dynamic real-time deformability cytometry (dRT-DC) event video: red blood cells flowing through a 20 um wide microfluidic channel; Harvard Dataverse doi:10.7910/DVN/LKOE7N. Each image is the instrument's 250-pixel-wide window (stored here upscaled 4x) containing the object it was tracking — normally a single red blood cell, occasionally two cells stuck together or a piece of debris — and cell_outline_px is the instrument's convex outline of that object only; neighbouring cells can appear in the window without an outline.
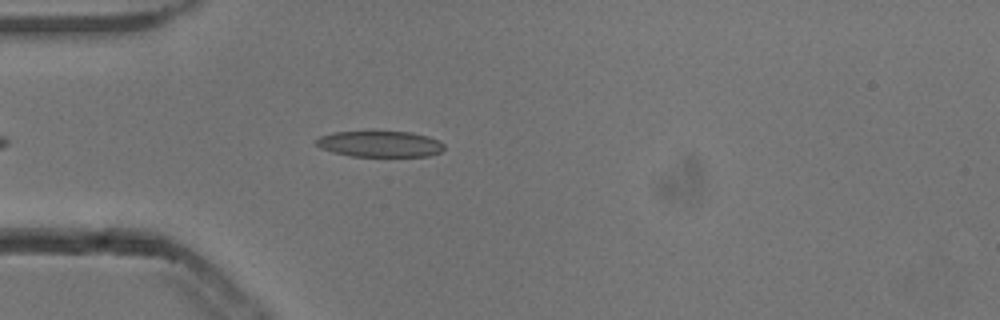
{"species": "common noctule bat (a hibernating species)", "species_latin": "Nyctalus noctula", "temperature_condition": "cold", "stored_images_in_passage": 26, "camera_frame_rate_fps": 3000, "um_per_image_px": 0.085, "animal": {"sex": "male", "body_mass_g": 13.3}, "frame": {"image": 1, "passage_image": 2, "time_ms": 0.333, "image_size_px": [1000, 320], "cell_outline_px": [[444, 148], [440, 152], [428, 156], [352, 156], [332, 152], [320, 148], [316, 144], [316, 140], [320, 136], [332, 132], [412, 132], [428, 136], [444, 144]], "centroid_in_image_um": [32.28, 12.24], "position_along_channel_um": 52.7, "area_um2": 19.25}}
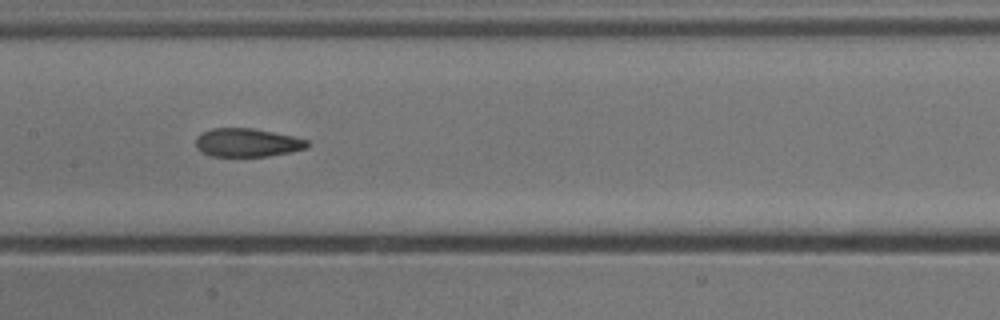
{"frame": {"image": 2, "passage_image": 13, "time_ms": 4.0, "image_size_px": [1000, 320], "cell_outline_px": [[308, 148], [292, 152], [268, 156], [212, 156], [200, 152], [196, 148], [196, 136], [200, 132], [212, 128], [252, 128], [292, 136], [308, 140]], "centroid_in_image_um": [20.98, 12.12], "position_along_channel_um": 186.4, "area_um2": 18.61}}
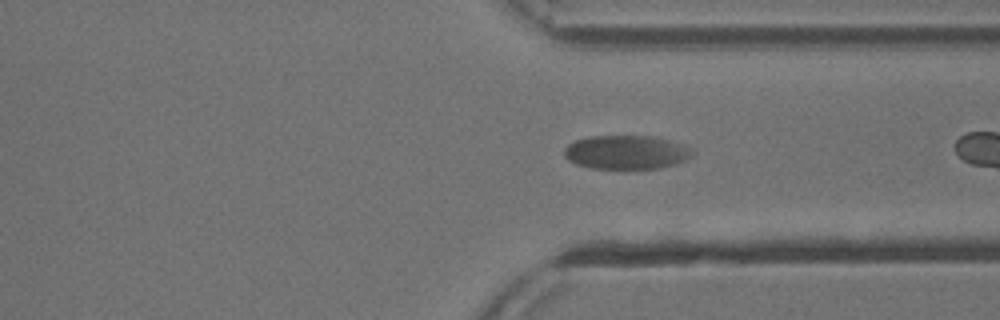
{"frame": {"image": 3, "passage_image": 24, "time_ms": 7.667, "image_size_px": [1000, 320], "cell_outline_px": [[692, 152], [684, 160], [660, 168], [592, 168], [576, 164], [568, 160], [564, 156], [564, 148], [568, 144], [576, 140], [592, 136], [648, 136], [668, 140], [684, 144], [692, 148]], "centroid_in_image_um": [53.19, 12.93], "position_along_channel_um": 358.2, "area_um2": 24.91}}